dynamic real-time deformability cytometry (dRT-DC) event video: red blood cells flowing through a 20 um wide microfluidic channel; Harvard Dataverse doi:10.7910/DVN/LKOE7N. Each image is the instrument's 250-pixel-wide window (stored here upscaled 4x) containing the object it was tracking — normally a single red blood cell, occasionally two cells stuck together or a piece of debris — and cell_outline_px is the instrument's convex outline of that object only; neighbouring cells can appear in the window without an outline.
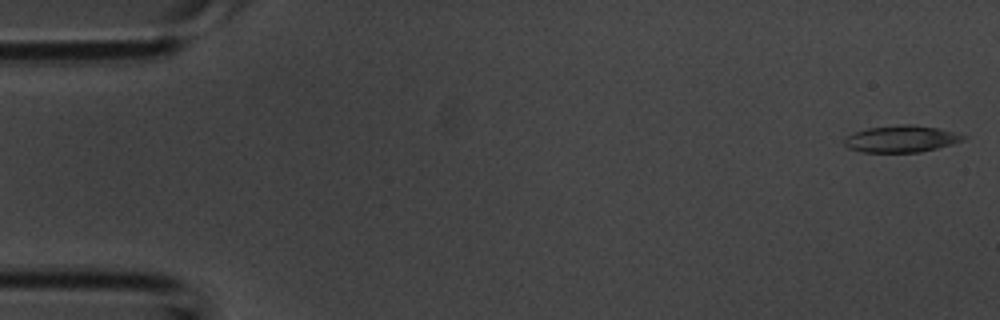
{"species": "common noctule bat (a hibernating species)", "species_latin": "Nyctalus noctula", "temperature_condition": "room temperature", "stored_images_in_passage": 42, "camera_frame_rate_fps": 3000, "um_per_image_px": 0.085, "animal": {"sex": "male", "body_mass_g": 20.1, "forearm_length_mm": 53.5}, "frame": {"image": 1, "passage_image": 1, "time_ms": 0.0, "image_size_px": [1000, 320], "cell_outline_px": [[968, 136], [964, 140], [952, 144], [920, 152], [860, 152], [848, 148], [840, 140], [844, 136], [868, 128], [900, 124], [912, 124], [940, 128]], "centroid_in_image_um": [76.57, 11.8], "position_along_channel_um": 8.4, "area_um2": 18.79}}
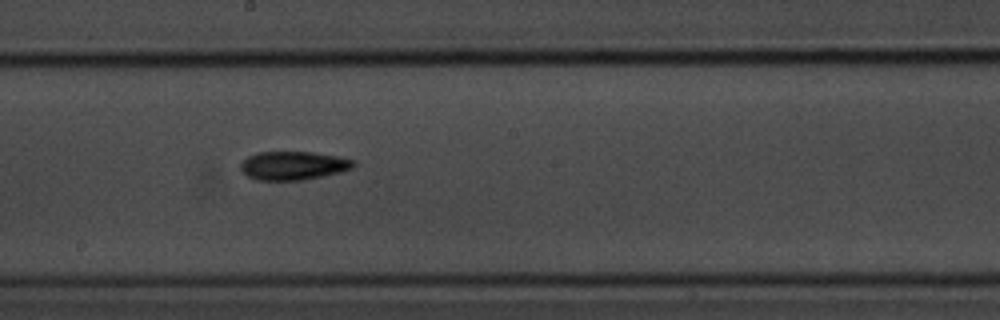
{"frame": {"image": 2, "passage_image": 23, "time_ms": 7.333, "image_size_px": [1000, 320], "cell_outline_px": [[356, 164], [352, 168], [340, 172], [304, 180], [256, 180], [248, 176], [240, 168], [240, 164], [248, 156], [260, 152], [312, 152], [340, 156], [356, 160]], "centroid_in_image_um": [24.97, 14.07], "position_along_channel_um": 223.2, "area_um2": 18.84}}
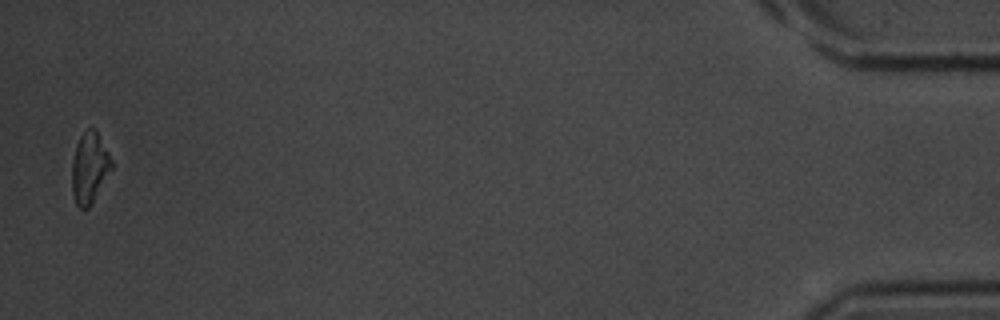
{"frame": {"image": 3, "passage_image": 42, "time_ms": 13.667, "image_size_px": [1000, 320], "cell_outline_px": [[112, 168], [92, 204], [88, 208], [80, 208], [76, 204], [72, 192], [72, 160], [76, 144], [80, 136], [88, 128], [96, 128], [112, 160]], "centroid_in_image_um": [7.6, 14.25], "position_along_channel_um": 427.6, "area_um2": 16.42}}